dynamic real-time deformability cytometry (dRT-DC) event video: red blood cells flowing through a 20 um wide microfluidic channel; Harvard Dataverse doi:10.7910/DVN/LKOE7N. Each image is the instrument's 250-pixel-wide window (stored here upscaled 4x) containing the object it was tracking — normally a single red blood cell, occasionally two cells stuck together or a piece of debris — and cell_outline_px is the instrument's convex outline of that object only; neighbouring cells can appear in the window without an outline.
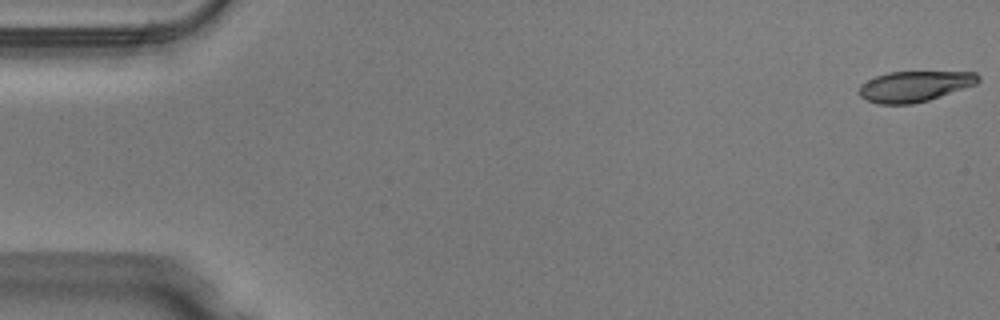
{"species": "Egyptian fruit bat (a non-hibernating species)", "species_latin": "Rousettus aegyptiacus", "temperature_condition": "warm", "stored_images_in_passage": 44, "camera_frame_rate_fps": 3000, "um_per_image_px": 0.085, "animal": {"sex": "male"}, "frame": {"image": 1, "passage_image": 1, "time_ms": 0.0, "image_size_px": [1000, 320], "cell_outline_px": [[980, 80], [976, 84], [928, 100], [912, 104], [880, 104], [868, 100], [860, 96], [860, 84], [876, 76], [888, 72], [976, 72], [980, 76]], "centroid_in_image_um": [77.75, 7.33], "position_along_channel_um": 7.3, "area_um2": 21.04}}
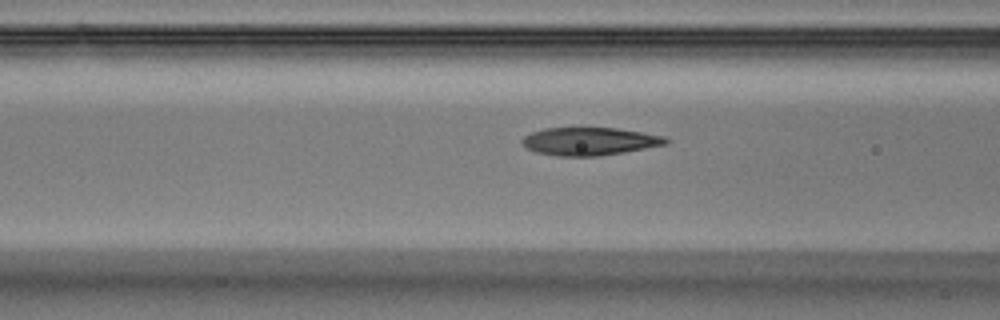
{"frame": {"image": 2, "passage_image": 20, "time_ms": 6.333, "image_size_px": [1000, 320], "cell_outline_px": [[668, 144], [624, 152], [600, 156], [556, 156], [536, 152], [528, 148], [520, 140], [524, 136], [532, 132], [544, 128], [616, 128], [664, 136], [668, 140]], "centroid_in_image_um": [50.1, 12.02], "position_along_channel_um": 116.5, "area_um2": 23.24}}
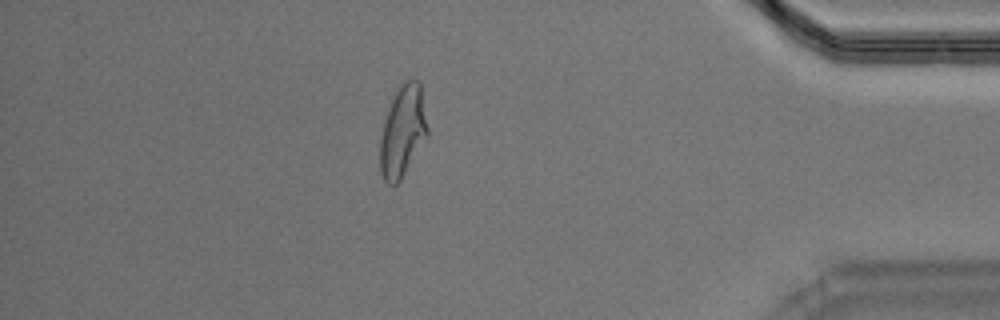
{"frame": {"image": 3, "passage_image": 44, "time_ms": 14.333, "image_size_px": [1000, 320], "cell_outline_px": [[428, 136], [400, 180], [396, 184], [388, 184], [384, 180], [380, 172], [380, 140], [384, 120], [388, 108], [396, 88], [400, 84], [408, 80], [420, 80], [428, 128]], "centroid_in_image_um": [34.23, 11.14], "position_along_channel_um": 401.0, "area_um2": 25.32}, "authors_computed_cell_mechanics": {"area_um2": 23.5535, "velocity_mm_per_s": 4.0361, "shape_relaxation_time_tau1_ms": 4.8237, "shape_relaxation_time_tau2_ms": 1.7762, "deformation_change_tau1": 0.1918, "deformation_change_tau2": 0.0825}}